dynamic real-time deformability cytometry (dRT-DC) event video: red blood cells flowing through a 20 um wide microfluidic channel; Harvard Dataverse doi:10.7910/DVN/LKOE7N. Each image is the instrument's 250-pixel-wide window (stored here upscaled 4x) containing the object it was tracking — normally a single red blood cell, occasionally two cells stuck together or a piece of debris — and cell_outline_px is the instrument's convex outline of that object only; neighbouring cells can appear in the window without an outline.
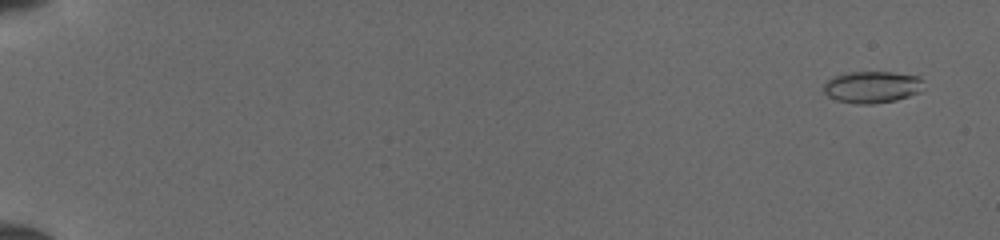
{"species": "common noctule bat (a hibernating species)", "species_latin": "Nyctalus noctula", "temperature_condition": "cold", "stored_images_in_passage": 53, "segment_of_instrument_passage": [1, 2], "camera_frame_rate_fps": 3000, "um_per_image_px": 0.085, "animal": {"sex": "female", "body_mass_g": 19.5, "forearm_length_mm": 54.1}, "frame": {"image": 1, "passage_image": 3, "time_ms": 0.667, "image_size_px": [1000, 240], "cell_outline_px": [[920, 80], [916, 92], [908, 96], [896, 100], [872, 104], [860, 104], [840, 100], [828, 96], [824, 92], [824, 84], [828, 80], [836, 76], [852, 72], [892, 72], [916, 76]], "centroid_in_image_um": [74.05, 7.4], "position_along_channel_um": 10.9, "area_um2": 17.74}}
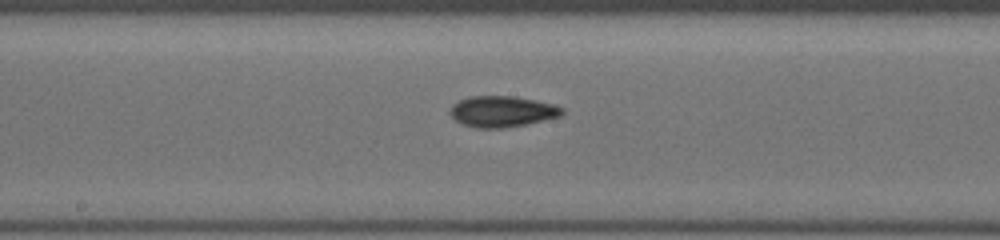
{"frame": {"image": 2, "passage_image": 30, "time_ms": 9.667, "image_size_px": [1000, 240], "cell_outline_px": [[564, 112], [560, 116], [524, 124], [500, 128], [480, 128], [464, 124], [456, 120], [448, 112], [452, 104], [468, 96], [516, 96], [552, 104], [564, 108]], "centroid_in_image_um": [42.65, 9.46], "position_along_channel_um": 205.5, "area_um2": 20.0}}
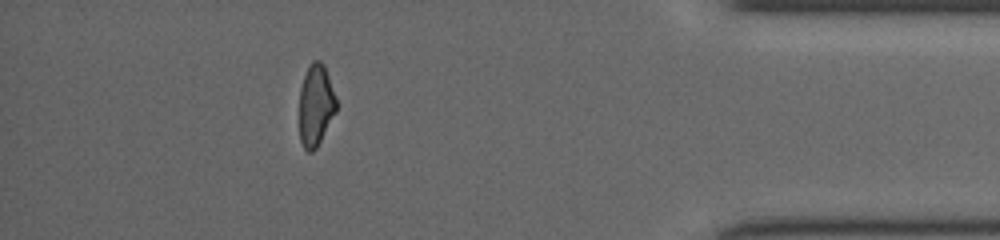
{"frame": {"image": 3, "passage_image": 47, "time_ms": 15.333, "image_size_px": [1000, 240], "cell_outline_px": [[336, 112], [316, 148], [312, 152], [308, 152], [304, 148], [300, 140], [300, 88], [308, 64], [312, 60], [320, 60], [324, 64], [336, 96]], "centroid_in_image_um": [26.84, 8.91], "position_along_channel_um": 408.4, "area_um2": 17.63}}